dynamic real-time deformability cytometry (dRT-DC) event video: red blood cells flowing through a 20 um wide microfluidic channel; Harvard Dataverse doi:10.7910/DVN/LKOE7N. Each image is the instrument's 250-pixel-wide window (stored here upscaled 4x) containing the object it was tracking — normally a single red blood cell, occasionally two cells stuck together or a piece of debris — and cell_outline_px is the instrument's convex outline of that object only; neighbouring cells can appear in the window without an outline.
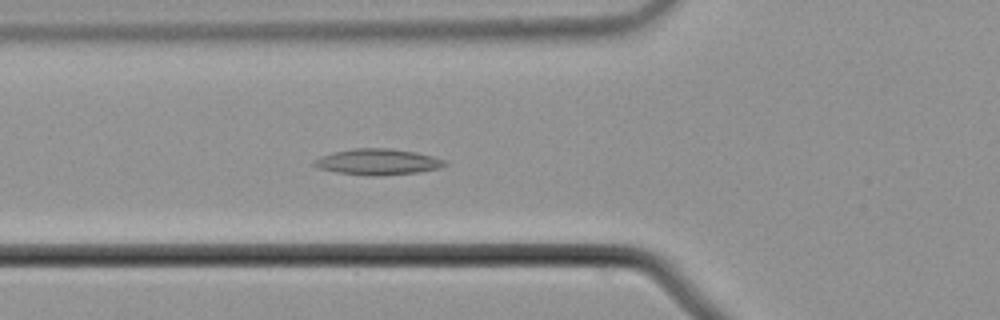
{"species": "common noctule bat (a hibernating species)", "species_latin": "Nyctalus noctula", "temperature_condition": "cold", "stored_images_in_passage": 57, "camera_frame_rate_fps": 3000, "um_per_image_px": 0.085, "animal": {"sex": "male", "body_mass_g": 21.5, "forearm_length_mm": 52.0}, "frame": {"image": 1, "passage_image": 22, "time_ms": 7.0, "image_size_px": [1000, 320], "cell_outline_px": [[448, 164], [440, 168], [420, 172], [380, 176], [372, 176], [336, 172], [316, 168], [312, 164], [312, 160], [320, 156], [332, 152], [352, 148], [392, 148], [416, 152], [432, 156], [444, 160]], "centroid_in_image_um": [32.07, 13.76], "position_along_channel_um": 93.7, "area_um2": 20.11}}
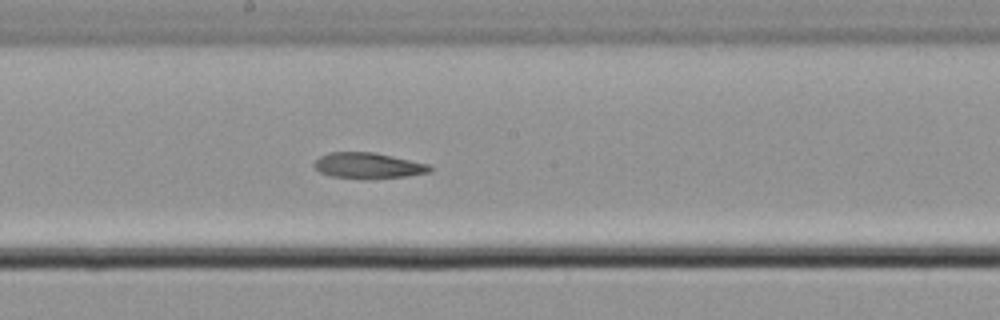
{"frame": {"image": 2, "passage_image": 32, "time_ms": 10.333, "image_size_px": [1000, 320], "cell_outline_px": [[432, 168], [428, 172], [408, 176], [368, 180], [364, 180], [332, 176], [320, 172], [312, 164], [320, 156], [328, 152], [376, 152], [428, 164]], "centroid_in_image_um": [31.27, 14.09], "position_along_channel_um": 216.9, "area_um2": 17.63}}
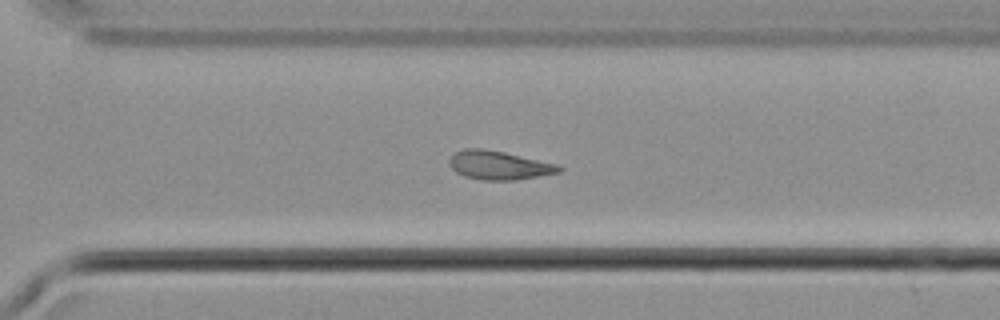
{"frame": {"image": 3, "passage_image": 41, "time_ms": 13.333, "image_size_px": [1000, 320], "cell_outline_px": [[564, 168], [560, 172], [516, 180], [480, 180], [464, 176], [456, 172], [448, 164], [448, 160], [456, 152], [464, 148], [484, 148], [504, 152], [560, 164]], "centroid_in_image_um": [42.43, 14.04], "position_along_channel_um": 328.2, "area_um2": 18.55}}